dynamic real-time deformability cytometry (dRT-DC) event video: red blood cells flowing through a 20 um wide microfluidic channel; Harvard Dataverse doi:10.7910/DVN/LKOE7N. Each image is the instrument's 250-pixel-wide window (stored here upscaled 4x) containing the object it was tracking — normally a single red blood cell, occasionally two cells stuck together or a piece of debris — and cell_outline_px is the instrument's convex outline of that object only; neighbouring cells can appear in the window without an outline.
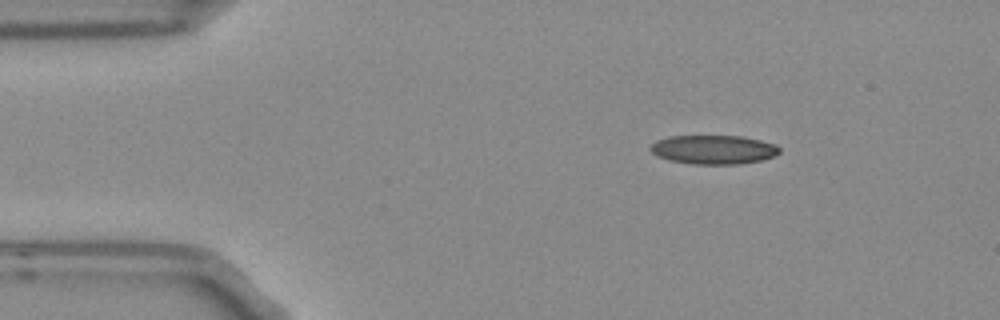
{"species": "Egyptian fruit bat (a non-hibernating species)", "species_latin": "Rousettus aegyptiacus", "temperature_condition": "room temperature", "stored_images_in_passage": 3, "camera_frame_rate_fps": 3000, "um_per_image_px": 0.085, "frame": {"image": 1, "passage_image": 1, "time_ms": 0.0, "image_size_px": [1000, 320], "cell_outline_px": [[780, 152], [776, 156], [764, 160], [740, 164], [692, 164], [668, 160], [656, 156], [648, 148], [656, 140], [668, 136], [744, 136], [776, 144], [780, 148]], "centroid_in_image_um": [60.67, 12.72], "position_along_channel_um": 24.3, "area_um2": 22.14}}
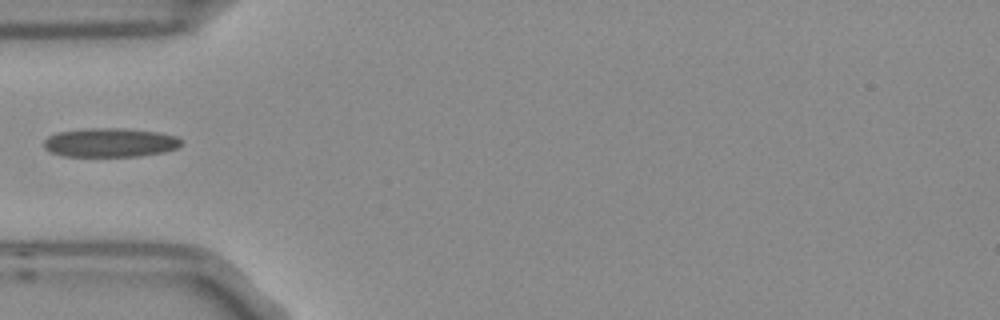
{"frame": {"image": 2, "passage_image": 3, "time_ms": 0.667, "image_size_px": [1000, 320], "cell_outline_px": [[180, 144], [176, 148], [164, 152], [136, 156], [64, 156], [52, 152], [44, 148], [44, 140], [48, 136], [56, 132], [88, 128], [124, 128], [156, 132], [176, 136], [180, 140]], "centroid_in_image_um": [9.31, 12.11], "position_along_channel_um": 75.7, "area_um2": 23.06}}